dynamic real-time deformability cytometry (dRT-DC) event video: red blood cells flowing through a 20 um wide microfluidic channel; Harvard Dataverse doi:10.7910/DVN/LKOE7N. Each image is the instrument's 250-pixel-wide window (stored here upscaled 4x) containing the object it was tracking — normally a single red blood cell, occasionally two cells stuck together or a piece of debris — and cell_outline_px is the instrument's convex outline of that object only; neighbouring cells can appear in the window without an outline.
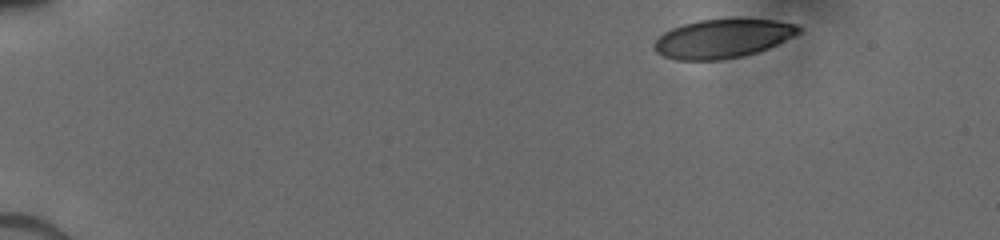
{"species": "human", "species_latin": "Homo sapiens", "temperature_condition": "cold", "stored_images_in_passage": 7, "camera_frame_rate_fps": 3000, "um_per_image_px": 0.085, "donor": {"sex": "male"}, "frame": {"image": 1, "passage_image": 1, "time_ms": 0.0, "image_size_px": [1000, 240], "cell_outline_px": [[800, 32], [768, 48], [756, 52], [740, 56], [720, 60], [676, 60], [664, 56], [656, 52], [656, 40], [664, 32], [672, 28], [684, 24], [700, 20], [732, 16], [744, 16], [772, 20], [796, 24], [800, 28]], "centroid_in_image_um": [61.44, 3.23], "position_along_channel_um": 23.6, "area_um2": 33.06}}
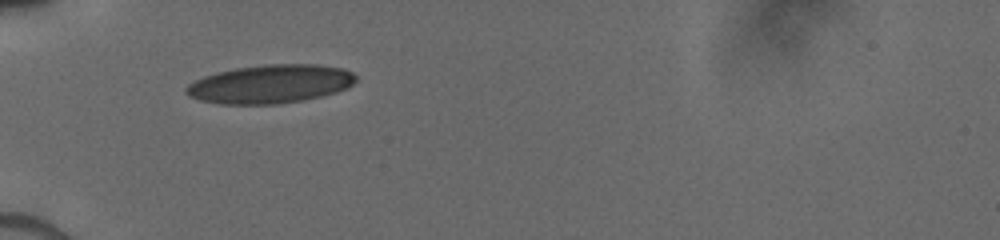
{"frame": {"image": 2, "passage_image": 6, "time_ms": 3.667, "image_size_px": [1000, 240], "cell_outline_px": [[356, 80], [352, 84], [336, 92], [320, 96], [300, 100], [276, 104], [220, 104], [200, 100], [188, 96], [184, 92], [184, 88], [188, 84], [204, 76], [216, 72], [236, 68], [264, 64], [316, 64], [344, 68], [352, 72], [356, 76]], "centroid_in_image_um": [22.94, 7.13], "position_along_channel_um": 62.1, "area_um2": 38.09}}